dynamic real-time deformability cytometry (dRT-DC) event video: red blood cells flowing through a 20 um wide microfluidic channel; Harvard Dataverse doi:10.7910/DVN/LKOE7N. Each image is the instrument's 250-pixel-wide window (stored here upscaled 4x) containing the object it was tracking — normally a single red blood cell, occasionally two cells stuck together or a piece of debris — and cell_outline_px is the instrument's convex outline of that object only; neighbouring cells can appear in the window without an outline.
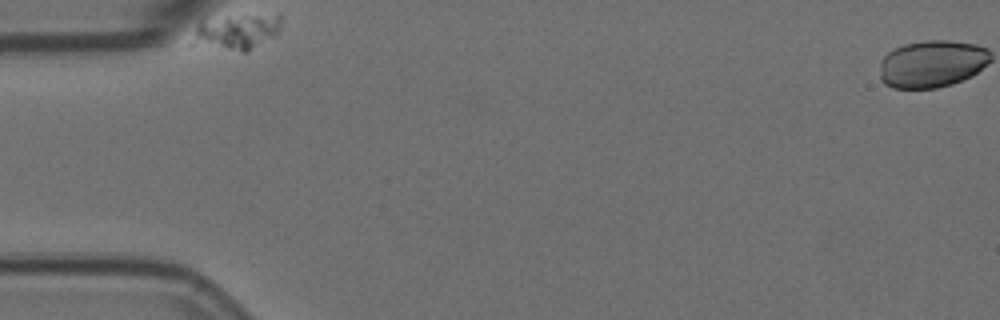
{"species": "Egyptian fruit bat (a non-hibernating species)", "species_latin": "Rousettus aegyptiacus", "temperature_condition": "room temperature", "stored_images_in_passage": 38, "camera_frame_rate_fps": 3000, "um_per_image_px": 0.085, "animal": {"sex": "female"}, "frame": {"image": 1, "passage_image": 1, "time_ms": 0.0, "image_size_px": [1000, 320], "cell_outline_px": [[280, 28], [276, 32], [248, 52], [240, 52], [188, 48], [188, 44], [200, 20], [280, 12]], "centroid_in_image_um": [19.96, 2.76], "position_along_channel_um": 65.0, "area_um2": 19.13}}
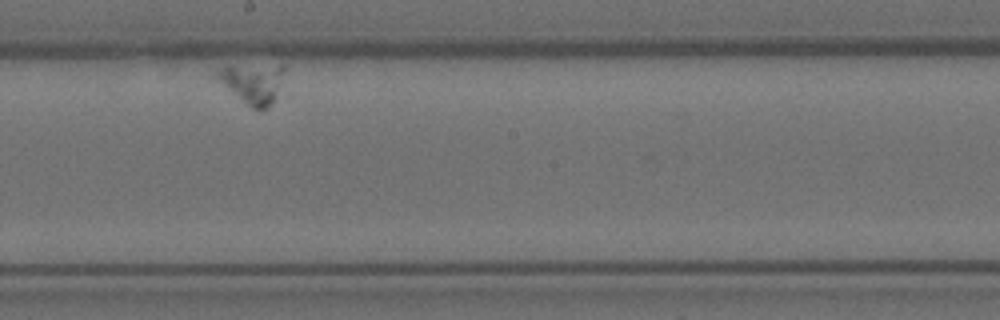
{"frame": {"image": 2, "passage_image": 22, "time_ms": 7.0, "image_size_px": [1000, 320], "cell_outline_px": [[284, 68], [276, 96], [272, 104], [268, 108], [252, 108], [212, 76], [212, 72], [220, 68]], "centroid_in_image_um": [21.39, 7.16], "position_along_channel_um": 226.8, "area_um2": 14.28}}
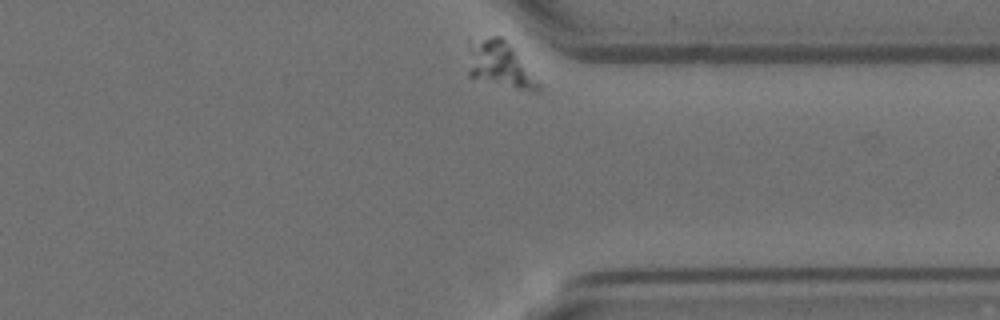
{"frame": {"image": 3, "passage_image": 38, "time_ms": 12.333, "image_size_px": [1000, 320], "cell_outline_px": [[540, 92], [532, 92], [468, 76], [468, 36], [500, 36], [512, 48], [540, 84]], "centroid_in_image_um": [42.4, 5.42], "position_along_channel_um": 369.0, "area_um2": 18.84}}